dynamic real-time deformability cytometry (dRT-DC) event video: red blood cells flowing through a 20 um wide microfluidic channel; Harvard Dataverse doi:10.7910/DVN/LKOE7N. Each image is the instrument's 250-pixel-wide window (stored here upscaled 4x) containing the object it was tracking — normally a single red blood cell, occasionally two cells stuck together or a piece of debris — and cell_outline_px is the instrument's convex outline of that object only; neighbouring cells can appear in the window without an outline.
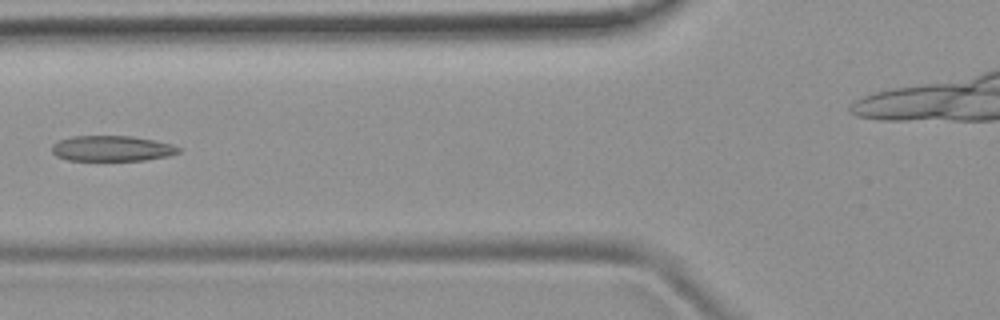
{"species": "common noctule bat (a hibernating species)", "species_latin": "Nyctalus noctula", "temperature_condition": "room temperature", "stored_images_in_passage": 6, "camera_frame_rate_fps": 3000, "um_per_image_px": 0.085, "animal": {"sex": "female", "body_mass_g": 19.9}, "frame": {"image": 1, "passage_image": 5, "time_ms": 4.667, "image_size_px": [1000, 320], "cell_outline_px": [[184, 148], [180, 152], [168, 156], [144, 160], [68, 160], [56, 156], [52, 152], [52, 144], [60, 140], [72, 136], [132, 136], [172, 144]], "centroid_in_image_um": [9.53, 12.62], "position_along_channel_um": 116.3, "area_um2": 18.84}}